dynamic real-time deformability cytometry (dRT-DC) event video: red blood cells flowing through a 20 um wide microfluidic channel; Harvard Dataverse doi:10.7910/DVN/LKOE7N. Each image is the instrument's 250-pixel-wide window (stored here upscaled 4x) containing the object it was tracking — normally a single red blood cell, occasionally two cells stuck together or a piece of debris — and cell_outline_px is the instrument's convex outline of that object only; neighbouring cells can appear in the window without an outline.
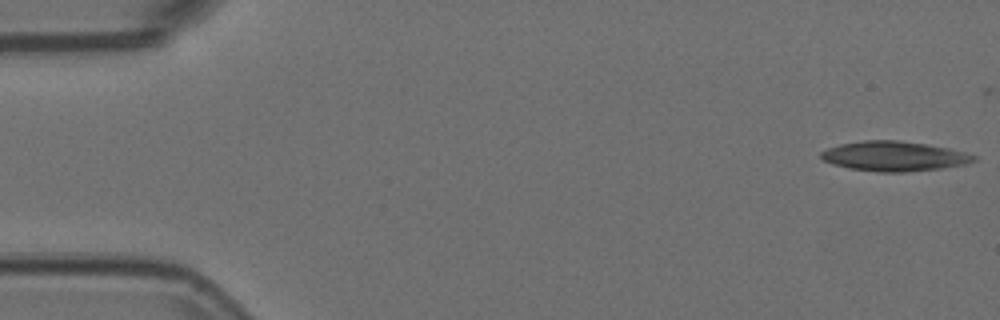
{"species": "Egyptian fruit bat (a non-hibernating species)", "species_latin": "Rousettus aegyptiacus", "temperature_condition": "room temperature", "stored_images_in_passage": 55, "camera_frame_rate_fps": 3000, "um_per_image_px": 0.085, "animal": {"sex": "female"}, "frame": {"image": 1, "passage_image": 1, "time_ms": 0.0, "image_size_px": [1000, 320], "cell_outline_px": [[976, 160], [964, 164], [940, 168], [904, 172], [880, 172], [848, 168], [832, 164], [824, 160], [820, 156], [820, 152], [828, 148], [840, 144], [864, 140], [900, 140], [948, 148], [964, 152], [976, 156]], "centroid_in_image_um": [75.96, 13.27], "position_along_channel_um": 9.0, "area_um2": 26.3}}
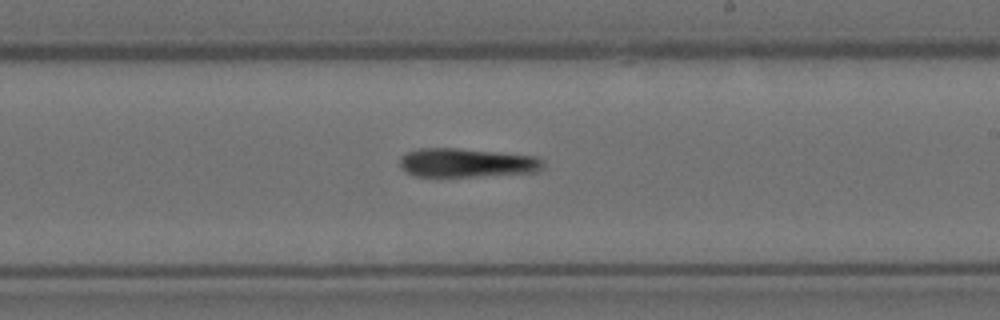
{"frame": {"image": 2, "passage_image": 32, "time_ms": 10.333, "image_size_px": [1000, 320], "cell_outline_px": [[544, 168], [536, 172], [472, 176], [412, 176], [400, 164], [400, 156], [408, 152], [420, 148], [456, 148], [536, 156], [544, 160]], "centroid_in_image_um": [39.7, 13.83], "position_along_channel_um": 249.3, "area_um2": 23.93}}
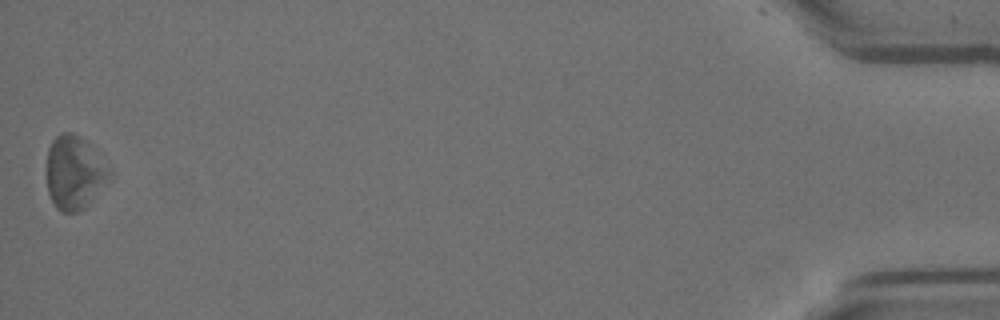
{"frame": {"image": 3, "passage_image": 55, "time_ms": 18.0, "image_size_px": [1000, 320], "cell_outline_px": [[112, 176], [84, 208], [76, 212], [60, 212], [56, 208], [48, 192], [48, 148], [52, 140], [60, 132], [72, 132], [80, 136], [112, 168]], "centroid_in_image_um": [6.34, 14.66], "position_along_channel_um": 428.9, "area_um2": 26.76}, "authors_computed_cell_mechanics": {"area_um2": 24.9696, "velocity_mm_per_s": 3.6134, "shape_relaxation_time_tau1_ms": 4.8177, "shape_relaxation_time_tau2_ms": null, "deformation_change_tau1": 0.119, "deformation_change_tau2": null}}